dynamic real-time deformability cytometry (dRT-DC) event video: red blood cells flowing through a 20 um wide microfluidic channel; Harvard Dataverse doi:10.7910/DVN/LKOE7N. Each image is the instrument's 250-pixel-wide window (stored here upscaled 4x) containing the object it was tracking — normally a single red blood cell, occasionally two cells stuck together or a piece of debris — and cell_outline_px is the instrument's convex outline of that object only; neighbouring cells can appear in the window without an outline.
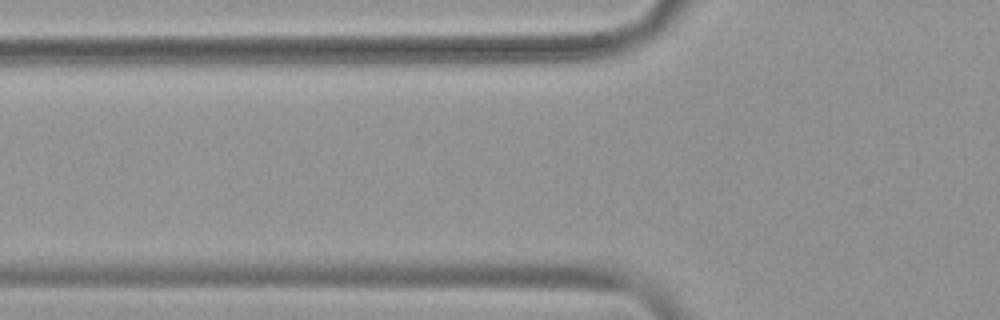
{"species": "common noctule bat (a hibernating species)", "species_latin": "Nyctalus noctula", "temperature_condition": "warm", "stored_images_in_passage": 5, "camera_frame_rate_fps": 3000, "um_per_image_px": 0.085, "animal": {"sex": "female", "body_mass_g": 19.9}, "frame": {"image": 1, "passage_image": 2, "time_ms": 0.333, "image_size_px": [1000, 320], "cell_outline_px": [[608, 44], [592, 60], [528, 64], [472, 64], [468, 60], [528, 48], [596, 44]], "centroid_in_image_um": [46.22, 4.69], "position_along_channel_um": 79.6, "area_um2": 12.54}}